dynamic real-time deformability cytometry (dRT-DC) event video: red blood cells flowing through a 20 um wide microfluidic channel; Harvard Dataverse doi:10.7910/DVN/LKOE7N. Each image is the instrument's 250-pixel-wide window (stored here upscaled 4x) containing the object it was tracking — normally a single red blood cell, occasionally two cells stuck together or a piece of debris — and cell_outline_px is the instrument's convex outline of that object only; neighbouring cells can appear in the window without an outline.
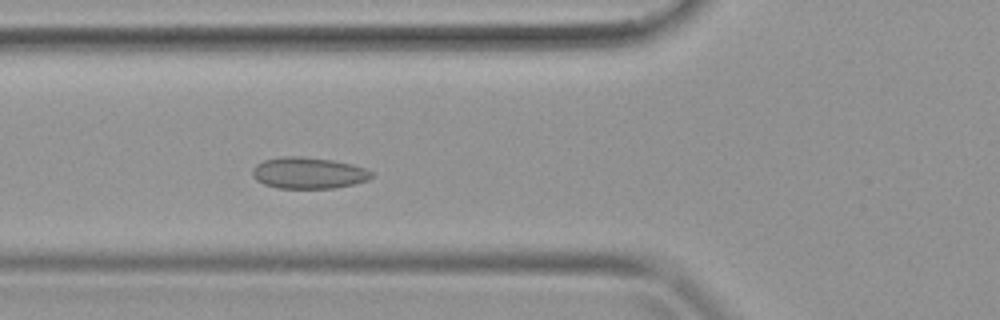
{"species": "common noctule bat (a hibernating species)", "species_latin": "Nyctalus noctula", "temperature_condition": "warm", "stored_images_in_passage": 38, "camera_frame_rate_fps": 3000, "um_per_image_px": 0.085, "animal": {"sex": "female", "body_mass_g": 19.9}, "frame": {"image": 1, "passage_image": 13, "time_ms": 4.0, "image_size_px": [1000, 320], "cell_outline_px": [[372, 176], [368, 180], [352, 184], [332, 188], [276, 188], [264, 184], [256, 180], [252, 176], [252, 168], [256, 164], [264, 160], [280, 156], [304, 156], [332, 160], [352, 164], [364, 168], [372, 172]], "centroid_in_image_um": [26.17, 14.69], "position_along_channel_um": 99.6, "area_um2": 21.85}}
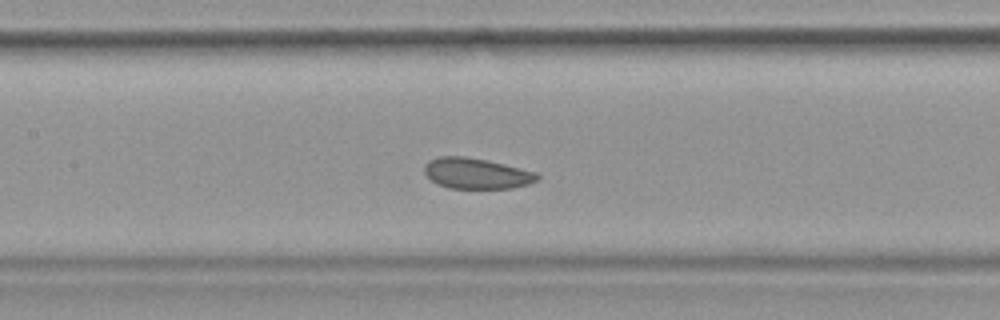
{"frame": {"image": 2, "passage_image": 17, "time_ms": 5.333, "image_size_px": [1000, 320], "cell_outline_px": [[540, 180], [528, 184], [512, 188], [448, 188], [432, 180], [424, 172], [424, 164], [428, 160], [440, 156], [464, 156], [488, 160], [536, 172], [540, 176]], "centroid_in_image_um": [40.51, 14.73], "position_along_channel_um": 166.9, "area_um2": 20.23}}
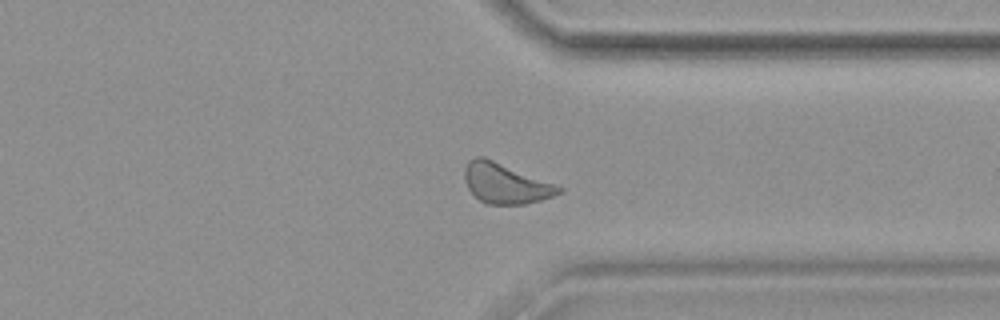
{"frame": {"image": 3, "passage_image": 29, "time_ms": 9.333, "image_size_px": [1000, 320], "cell_outline_px": [[564, 192], [540, 200], [524, 204], [488, 204], [480, 200], [468, 188], [464, 180], [464, 168], [468, 160], [476, 156], [484, 156], [564, 188]], "centroid_in_image_um": [42.94, 15.58], "position_along_channel_um": 368.5, "area_um2": 21.91}}